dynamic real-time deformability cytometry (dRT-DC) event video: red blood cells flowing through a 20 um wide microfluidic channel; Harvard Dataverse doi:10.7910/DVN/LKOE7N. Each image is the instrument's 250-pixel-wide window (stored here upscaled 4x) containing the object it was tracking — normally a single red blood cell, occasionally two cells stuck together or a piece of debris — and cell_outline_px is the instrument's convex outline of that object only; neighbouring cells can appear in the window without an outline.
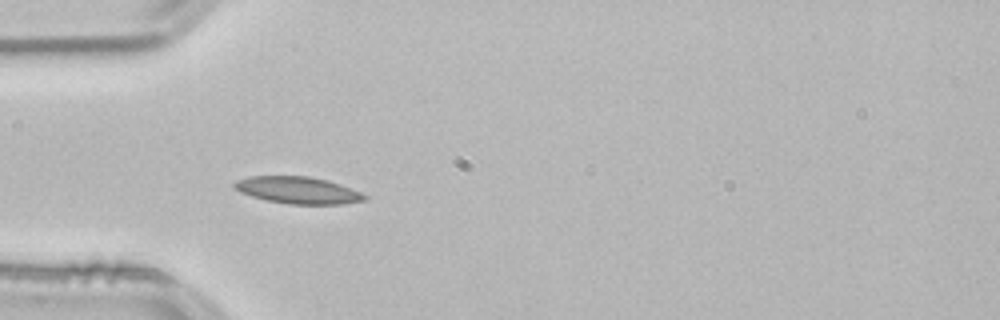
{"species": "common noctule bat (a hibernating species)", "species_latin": "Nyctalus noctula", "temperature_condition": "room temperature", "stored_images_in_passage": 53, "camera_frame_rate_fps": 3000, "um_per_image_px": 0.085, "animal": {"sex": "male", "body_mass_g": 21.5, "forearm_length_mm": 52.0}, "frame": {"image": 1, "passage_image": 16, "time_ms": 5.0, "image_size_px": [1000, 320], "cell_outline_px": [[368, 200], [344, 204], [288, 204], [268, 200], [252, 196], [240, 192], [232, 188], [232, 184], [236, 180], [248, 176], [308, 176], [328, 180], [340, 184], [360, 192], [368, 196]], "centroid_in_image_um": [25.32, 16.16], "position_along_channel_um": 59.7, "area_um2": 20.58}, "authors_computed_cell_mechanics": {"area_um2": 19.1896, "velocity_mm_per_s": 3.8057, "shape_relaxation_time_tau1_ms": 6.7245, "shape_relaxation_time_tau2_ms": 4.6211, "deformation_change_tau1": 0.1397, "deformation_change_tau2": 0.0854}}